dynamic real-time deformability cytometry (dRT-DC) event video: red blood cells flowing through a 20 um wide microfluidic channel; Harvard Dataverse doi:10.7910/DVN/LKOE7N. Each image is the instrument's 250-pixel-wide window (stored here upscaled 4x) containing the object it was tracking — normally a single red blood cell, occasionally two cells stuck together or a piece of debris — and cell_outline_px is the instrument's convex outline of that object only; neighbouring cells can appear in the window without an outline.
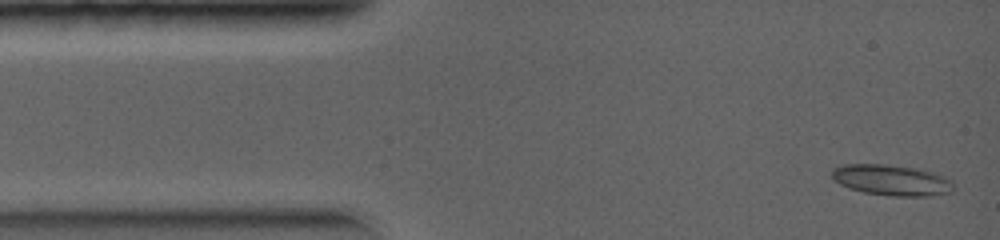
{"species": "common noctule bat (a hibernating species)", "species_latin": "Nyctalus noctula", "temperature_condition": "warm", "stored_images_in_passage": 21, "camera_frame_rate_fps": 5000, "um_per_image_px": 0.085, "animal": {"sex": "female", "body_mass_g": 19.0, "forearm_length_mm": 56.7}, "frame": {"image": 1, "passage_image": 1, "time_ms": 0.0, "image_size_px": [1000, 240], "cell_outline_px": [[952, 192], [928, 196], [892, 196], [864, 192], [848, 188], [840, 184], [832, 176], [832, 168], [844, 164], [880, 164], [912, 168], [932, 172], [944, 176], [952, 180]], "centroid_in_image_um": [75.77, 15.31], "position_along_channel_um": 9.2, "area_um2": 21.62}}
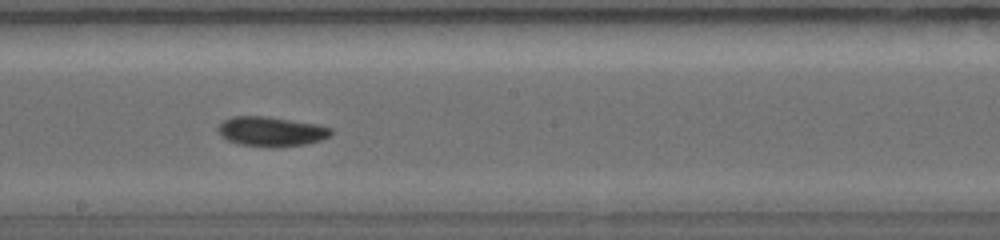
{"frame": {"image": 2, "passage_image": 12, "time_ms": 4.6, "image_size_px": [1000, 240], "cell_outline_px": [[332, 136], [324, 140], [308, 144], [276, 148], [240, 144], [228, 140], [220, 136], [216, 128], [224, 120], [232, 116], [268, 116], [320, 124], [332, 128]], "centroid_in_image_um": [23.11, 11.18], "position_along_channel_um": 225.1, "area_um2": 20.06}}
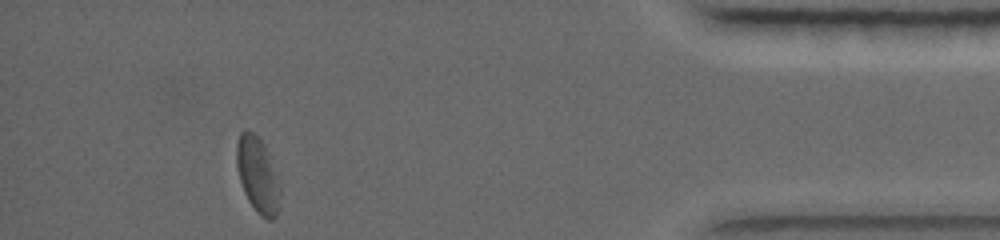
{"frame": {"image": 3, "passage_image": 21, "time_ms": 8.4, "image_size_px": [1000, 240], "cell_outline_px": [[280, 208], [276, 216], [272, 220], [268, 220], [260, 216], [256, 212], [248, 200], [244, 192], [240, 180], [236, 164], [236, 144], [240, 132], [244, 128], [248, 128], [264, 144], [280, 180]], "centroid_in_image_um": [21.92, 14.88], "position_along_channel_um": 413.3, "area_um2": 19.59}}